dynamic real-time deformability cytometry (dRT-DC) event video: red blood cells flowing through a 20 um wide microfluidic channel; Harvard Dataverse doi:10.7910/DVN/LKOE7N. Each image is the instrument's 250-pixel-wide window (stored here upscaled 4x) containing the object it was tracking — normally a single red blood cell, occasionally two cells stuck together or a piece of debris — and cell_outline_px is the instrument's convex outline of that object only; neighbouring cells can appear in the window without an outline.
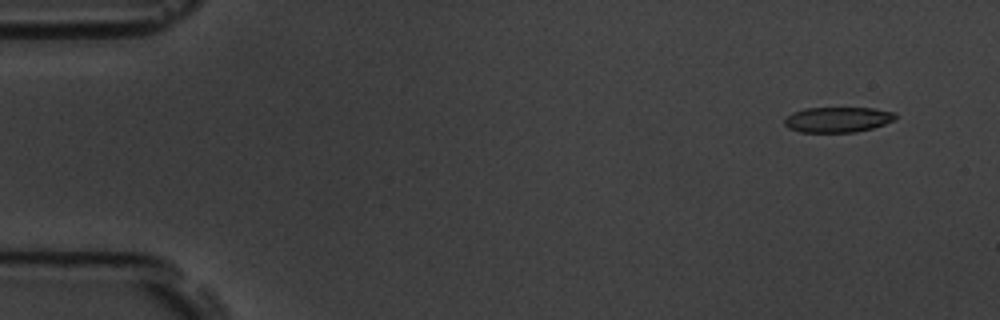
{"species": "common noctule bat (a hibernating species)", "species_latin": "Nyctalus noctula", "temperature_condition": "room temperature", "stored_images_in_passage": 5, "camera_frame_rate_fps": 3000, "um_per_image_px": 0.085, "animal": {"sex": "male", "body_mass_g": 19.5, "forearm_length_mm": 54.6}, "frame": {"image": 1, "passage_image": 1, "time_ms": 0.0, "image_size_px": [1000, 320], "cell_outline_px": [[896, 120], [872, 128], [856, 132], [800, 132], [788, 128], [784, 124], [784, 120], [792, 112], [804, 108], [876, 108], [896, 112]], "centroid_in_image_um": [71.22, 10.16], "position_along_channel_um": 13.8, "area_um2": 16.53}}
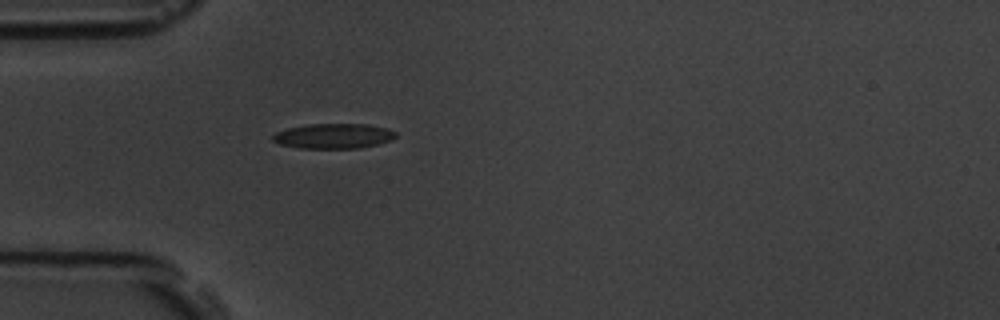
{"frame": {"image": 2, "passage_image": 5, "time_ms": 4.333, "image_size_px": [1000, 320], "cell_outline_px": [[396, 136], [392, 140], [360, 148], [300, 148], [280, 144], [272, 140], [272, 136], [276, 132], [288, 128], [308, 124], [368, 124], [388, 128], [396, 132]], "centroid_in_image_um": [28.37, 11.56], "position_along_channel_um": 56.6, "area_um2": 17.92}}